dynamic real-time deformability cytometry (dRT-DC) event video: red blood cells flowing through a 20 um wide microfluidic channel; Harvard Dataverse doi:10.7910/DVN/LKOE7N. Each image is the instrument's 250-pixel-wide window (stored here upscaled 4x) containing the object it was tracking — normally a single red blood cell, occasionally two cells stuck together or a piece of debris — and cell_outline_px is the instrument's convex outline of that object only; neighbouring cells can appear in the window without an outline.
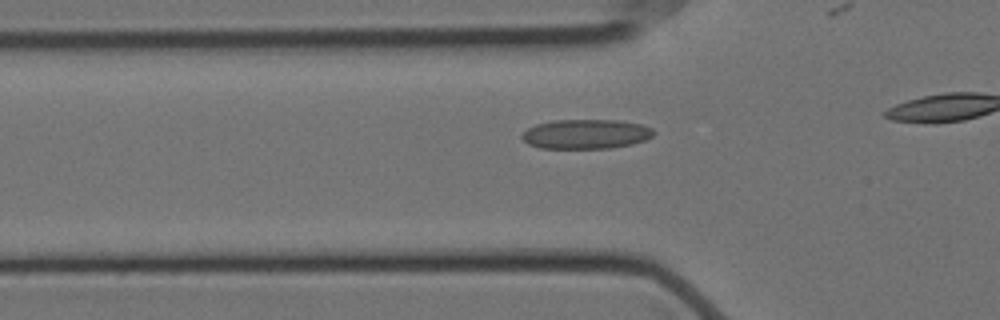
{"species": "Egyptian fruit bat (a non-hibernating species)", "species_latin": "Rousettus aegyptiacus", "temperature_condition": "cold", "stored_images_in_passage": 22, "camera_frame_rate_fps": 3000, "um_per_image_px": 0.085, "animal": {"sex": "female"}, "frame": {"image": 1, "passage_image": 13, "time_ms": 4.0, "image_size_px": [1000, 320], "cell_outline_px": [[656, 132], [652, 136], [644, 140], [632, 144], [612, 148], [540, 148], [528, 144], [520, 136], [528, 128], [536, 124], [552, 120], [616, 120], [640, 124], [652, 128]], "centroid_in_image_um": [49.8, 11.39], "position_along_channel_um": 76.0, "area_um2": 22.66}}